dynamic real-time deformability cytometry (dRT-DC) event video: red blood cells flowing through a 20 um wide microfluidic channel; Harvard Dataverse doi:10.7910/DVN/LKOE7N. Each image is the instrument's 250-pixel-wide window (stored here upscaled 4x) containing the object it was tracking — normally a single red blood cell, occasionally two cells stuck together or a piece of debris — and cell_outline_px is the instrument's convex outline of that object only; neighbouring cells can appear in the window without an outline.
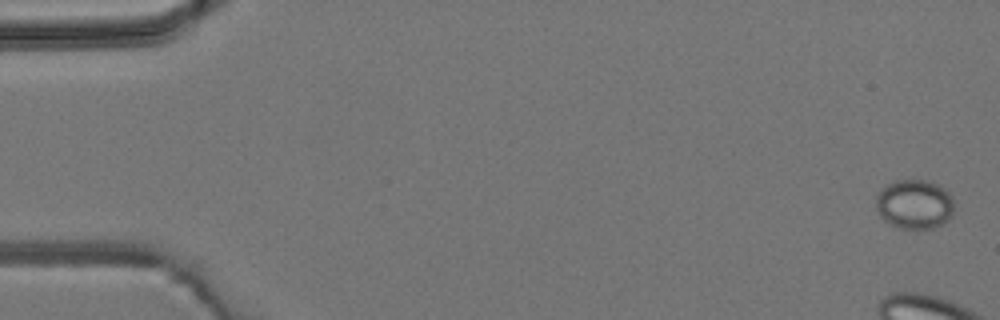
{"species": "common noctule bat (a hibernating species)", "species_latin": "Nyctalus noctula", "temperature_condition": "room temperature", "stored_images_in_passage": 5, "camera_frame_rate_fps": 3000, "um_per_image_px": 0.085, "animal": {"sex": "male", "body_mass_g": 19.2, "forearm_length_mm": 51.8}, "frame": {"image": 1, "passage_image": 1, "time_ms": 0.0, "image_size_px": [1000, 320], "cell_outline_px": [[952, 216], [948, 220], [932, 228], [900, 228], [888, 224], [880, 216], [876, 208], [876, 196], [880, 188], [896, 180], [924, 180], [936, 184], [944, 188], [952, 196]], "centroid_in_image_um": [77.69, 17.35], "position_along_channel_um": 7.3, "area_um2": 22.48}}